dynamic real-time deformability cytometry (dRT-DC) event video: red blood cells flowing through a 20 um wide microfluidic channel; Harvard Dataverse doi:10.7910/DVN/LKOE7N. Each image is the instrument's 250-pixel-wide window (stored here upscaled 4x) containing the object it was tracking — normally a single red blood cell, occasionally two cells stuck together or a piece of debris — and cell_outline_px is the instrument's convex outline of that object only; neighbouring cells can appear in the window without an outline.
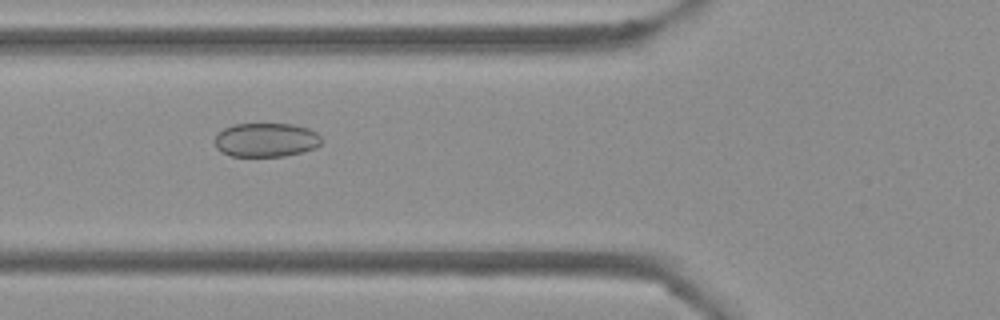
{"species": "Egyptian fruit bat (a non-hibernating species)", "species_latin": "Rousettus aegyptiacus", "temperature_condition": "cold", "stored_images_in_passage": 51, "camera_frame_rate_fps": 3000, "um_per_image_px": 0.085, "frame": {"image": 1, "passage_image": 18, "time_ms": 5.667, "image_size_px": [1000, 320], "cell_outline_px": [[324, 140], [316, 148], [284, 156], [232, 156], [220, 152], [216, 148], [216, 136], [224, 128], [232, 124], [292, 124], [308, 128], [316, 132]], "centroid_in_image_um": [22.63, 11.89], "position_along_channel_um": 103.2, "area_um2": 21.15}}
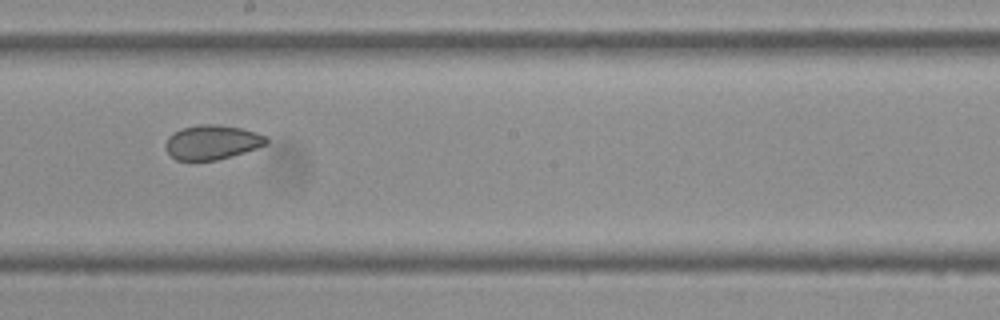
{"frame": {"image": 2, "passage_image": 28, "time_ms": 9.0, "image_size_px": [1000, 320], "cell_outline_px": [[268, 144], [244, 152], [216, 160], [176, 160], [168, 152], [164, 144], [168, 136], [172, 132], [180, 128], [200, 124], [216, 124], [240, 128], [256, 132], [264, 136], [268, 140]], "centroid_in_image_um": [17.99, 12.08], "position_along_channel_um": 230.2, "area_um2": 20.17}}
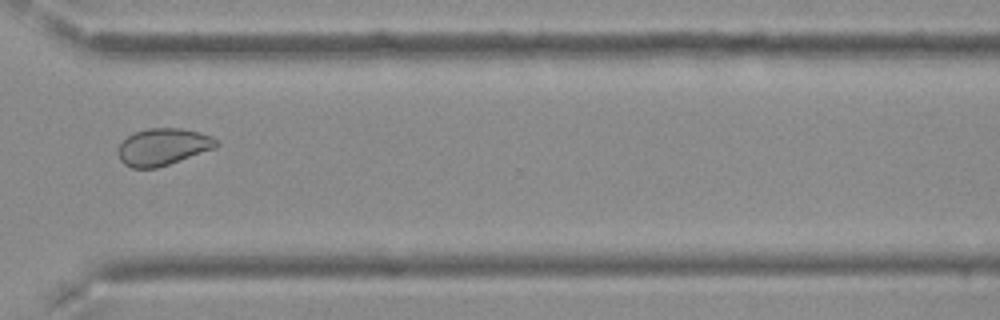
{"frame": {"image": 3, "passage_image": 38, "time_ms": 12.333, "image_size_px": [1000, 320], "cell_outline_px": [[220, 144], [216, 148], [156, 168], [132, 168], [124, 164], [120, 160], [120, 144], [128, 136], [136, 132], [148, 128], [180, 128], [200, 132], [212, 136]], "centroid_in_image_um": [13.89, 12.47], "position_along_channel_um": 356.7, "area_um2": 20.92}, "authors_computed_cell_mechanics": {"area_um2": 21.7328, "velocity_mm_per_s": 3.7898, "shape_relaxation_time_tau1_ms": null, "shape_relaxation_time_tau2_ms": 2.9333, "deformation_change_tau1": null, "deformation_change_tau2": 0.0571}}